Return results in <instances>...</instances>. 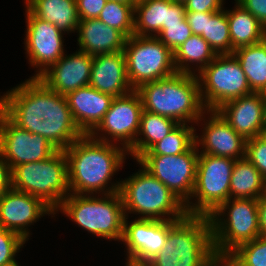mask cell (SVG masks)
I'll use <instances>...</instances> for the list:
<instances>
[{"label":"cell","mask_w":266,"mask_h":266,"mask_svg":"<svg viewBox=\"0 0 266 266\" xmlns=\"http://www.w3.org/2000/svg\"><path fill=\"white\" fill-rule=\"evenodd\" d=\"M0 110L18 127L45 137L58 150L70 147L84 134L76 125L65 95L38 77L0 95Z\"/></svg>","instance_id":"1"},{"label":"cell","mask_w":266,"mask_h":266,"mask_svg":"<svg viewBox=\"0 0 266 266\" xmlns=\"http://www.w3.org/2000/svg\"><path fill=\"white\" fill-rule=\"evenodd\" d=\"M64 154L70 193L102 195L119 192L121 180L115 183L111 180L127 159L128 151L120 144L99 141L84 134L65 149Z\"/></svg>","instance_id":"2"},{"label":"cell","mask_w":266,"mask_h":266,"mask_svg":"<svg viewBox=\"0 0 266 266\" xmlns=\"http://www.w3.org/2000/svg\"><path fill=\"white\" fill-rule=\"evenodd\" d=\"M135 91L140 96L143 110L172 118L179 124L194 125L206 111L194 74L176 73L140 85Z\"/></svg>","instance_id":"3"},{"label":"cell","mask_w":266,"mask_h":266,"mask_svg":"<svg viewBox=\"0 0 266 266\" xmlns=\"http://www.w3.org/2000/svg\"><path fill=\"white\" fill-rule=\"evenodd\" d=\"M218 262L209 218L187 215L168 230L163 249L144 266H215Z\"/></svg>","instance_id":"4"},{"label":"cell","mask_w":266,"mask_h":266,"mask_svg":"<svg viewBox=\"0 0 266 266\" xmlns=\"http://www.w3.org/2000/svg\"><path fill=\"white\" fill-rule=\"evenodd\" d=\"M140 168L134 175L121 179L119 193L125 216L140 214L139 219L165 221L185 218L188 215L185 203L141 165Z\"/></svg>","instance_id":"5"},{"label":"cell","mask_w":266,"mask_h":266,"mask_svg":"<svg viewBox=\"0 0 266 266\" xmlns=\"http://www.w3.org/2000/svg\"><path fill=\"white\" fill-rule=\"evenodd\" d=\"M99 196L70 193L55 210V215L60 211L97 237L121 241L125 219L121 194L114 192Z\"/></svg>","instance_id":"6"},{"label":"cell","mask_w":266,"mask_h":266,"mask_svg":"<svg viewBox=\"0 0 266 266\" xmlns=\"http://www.w3.org/2000/svg\"><path fill=\"white\" fill-rule=\"evenodd\" d=\"M258 203L259 199L254 198H230L208 216L213 250L219 261L223 262L240 245L260 236Z\"/></svg>","instance_id":"7"},{"label":"cell","mask_w":266,"mask_h":266,"mask_svg":"<svg viewBox=\"0 0 266 266\" xmlns=\"http://www.w3.org/2000/svg\"><path fill=\"white\" fill-rule=\"evenodd\" d=\"M11 173L13 189L39 197L54 211L70 194L64 150L42 161L17 165Z\"/></svg>","instance_id":"8"},{"label":"cell","mask_w":266,"mask_h":266,"mask_svg":"<svg viewBox=\"0 0 266 266\" xmlns=\"http://www.w3.org/2000/svg\"><path fill=\"white\" fill-rule=\"evenodd\" d=\"M235 161L227 157L199 154L191 201L185 204L188 215L208 217L230 199V179Z\"/></svg>","instance_id":"9"},{"label":"cell","mask_w":266,"mask_h":266,"mask_svg":"<svg viewBox=\"0 0 266 266\" xmlns=\"http://www.w3.org/2000/svg\"><path fill=\"white\" fill-rule=\"evenodd\" d=\"M123 53L127 78L133 90L177 73L174 53L156 36H130L126 39Z\"/></svg>","instance_id":"10"},{"label":"cell","mask_w":266,"mask_h":266,"mask_svg":"<svg viewBox=\"0 0 266 266\" xmlns=\"http://www.w3.org/2000/svg\"><path fill=\"white\" fill-rule=\"evenodd\" d=\"M200 96L206 110L252 92L240 62L233 54L217 55L199 73Z\"/></svg>","instance_id":"11"},{"label":"cell","mask_w":266,"mask_h":266,"mask_svg":"<svg viewBox=\"0 0 266 266\" xmlns=\"http://www.w3.org/2000/svg\"><path fill=\"white\" fill-rule=\"evenodd\" d=\"M198 157L194 143L182 154L141 155L136 161L186 204L192 196Z\"/></svg>","instance_id":"12"},{"label":"cell","mask_w":266,"mask_h":266,"mask_svg":"<svg viewBox=\"0 0 266 266\" xmlns=\"http://www.w3.org/2000/svg\"><path fill=\"white\" fill-rule=\"evenodd\" d=\"M142 111V102L135 90L124 96L114 97L109 110L89 135L99 141L120 143L128 150L137 138Z\"/></svg>","instance_id":"13"},{"label":"cell","mask_w":266,"mask_h":266,"mask_svg":"<svg viewBox=\"0 0 266 266\" xmlns=\"http://www.w3.org/2000/svg\"><path fill=\"white\" fill-rule=\"evenodd\" d=\"M124 219L122 242L126 246L125 266H144L164 247L168 230L177 221Z\"/></svg>","instance_id":"14"},{"label":"cell","mask_w":266,"mask_h":266,"mask_svg":"<svg viewBox=\"0 0 266 266\" xmlns=\"http://www.w3.org/2000/svg\"><path fill=\"white\" fill-rule=\"evenodd\" d=\"M57 150L45 137L18 127L0 110V151L11 170L45 160Z\"/></svg>","instance_id":"15"},{"label":"cell","mask_w":266,"mask_h":266,"mask_svg":"<svg viewBox=\"0 0 266 266\" xmlns=\"http://www.w3.org/2000/svg\"><path fill=\"white\" fill-rule=\"evenodd\" d=\"M25 50L30 66L38 68L34 76L39 77L65 53L63 33L54 24L34 16L27 8Z\"/></svg>","instance_id":"16"},{"label":"cell","mask_w":266,"mask_h":266,"mask_svg":"<svg viewBox=\"0 0 266 266\" xmlns=\"http://www.w3.org/2000/svg\"><path fill=\"white\" fill-rule=\"evenodd\" d=\"M201 121L204 122L201 130L203 135L195 133V144L201 150L199 154L234 160L245 157L246 140L216 110H206L196 124L199 125Z\"/></svg>","instance_id":"17"},{"label":"cell","mask_w":266,"mask_h":266,"mask_svg":"<svg viewBox=\"0 0 266 266\" xmlns=\"http://www.w3.org/2000/svg\"><path fill=\"white\" fill-rule=\"evenodd\" d=\"M44 215L55 217V211L39 197L13 188L0 196V226L19 234L25 241L31 234L28 227Z\"/></svg>","instance_id":"18"},{"label":"cell","mask_w":266,"mask_h":266,"mask_svg":"<svg viewBox=\"0 0 266 266\" xmlns=\"http://www.w3.org/2000/svg\"><path fill=\"white\" fill-rule=\"evenodd\" d=\"M216 111L245 140L259 137L266 129V99L262 93L230 100Z\"/></svg>","instance_id":"19"},{"label":"cell","mask_w":266,"mask_h":266,"mask_svg":"<svg viewBox=\"0 0 266 266\" xmlns=\"http://www.w3.org/2000/svg\"><path fill=\"white\" fill-rule=\"evenodd\" d=\"M93 56L77 50L64 54L38 78L53 91L67 95L71 91L89 85Z\"/></svg>","instance_id":"20"},{"label":"cell","mask_w":266,"mask_h":266,"mask_svg":"<svg viewBox=\"0 0 266 266\" xmlns=\"http://www.w3.org/2000/svg\"><path fill=\"white\" fill-rule=\"evenodd\" d=\"M89 85L113 97H121L132 92L123 51L93 56Z\"/></svg>","instance_id":"21"},{"label":"cell","mask_w":266,"mask_h":266,"mask_svg":"<svg viewBox=\"0 0 266 266\" xmlns=\"http://www.w3.org/2000/svg\"><path fill=\"white\" fill-rule=\"evenodd\" d=\"M183 3L171 0H145L134 6V35L156 36L166 24L185 20Z\"/></svg>","instance_id":"22"},{"label":"cell","mask_w":266,"mask_h":266,"mask_svg":"<svg viewBox=\"0 0 266 266\" xmlns=\"http://www.w3.org/2000/svg\"><path fill=\"white\" fill-rule=\"evenodd\" d=\"M66 98L76 125L83 134H90L109 110L114 97L87 85L69 92Z\"/></svg>","instance_id":"23"},{"label":"cell","mask_w":266,"mask_h":266,"mask_svg":"<svg viewBox=\"0 0 266 266\" xmlns=\"http://www.w3.org/2000/svg\"><path fill=\"white\" fill-rule=\"evenodd\" d=\"M80 51L89 55L122 52L127 37L117 30L96 19L80 20L77 32Z\"/></svg>","instance_id":"24"},{"label":"cell","mask_w":266,"mask_h":266,"mask_svg":"<svg viewBox=\"0 0 266 266\" xmlns=\"http://www.w3.org/2000/svg\"><path fill=\"white\" fill-rule=\"evenodd\" d=\"M34 16L54 24L62 32L75 33L79 24L76 0H24Z\"/></svg>","instance_id":"25"},{"label":"cell","mask_w":266,"mask_h":266,"mask_svg":"<svg viewBox=\"0 0 266 266\" xmlns=\"http://www.w3.org/2000/svg\"><path fill=\"white\" fill-rule=\"evenodd\" d=\"M235 3L234 9L226 10L232 54L240 47L259 43L266 38V29L260 22L236 1Z\"/></svg>","instance_id":"26"},{"label":"cell","mask_w":266,"mask_h":266,"mask_svg":"<svg viewBox=\"0 0 266 266\" xmlns=\"http://www.w3.org/2000/svg\"><path fill=\"white\" fill-rule=\"evenodd\" d=\"M179 123L172 118L143 110L135 143L127 150L137 160L154 144L167 136ZM140 136V138H139ZM143 136V137H142Z\"/></svg>","instance_id":"27"},{"label":"cell","mask_w":266,"mask_h":266,"mask_svg":"<svg viewBox=\"0 0 266 266\" xmlns=\"http://www.w3.org/2000/svg\"><path fill=\"white\" fill-rule=\"evenodd\" d=\"M173 53L174 66L177 73H189L194 75H196V72L199 73L217 56L209 43L200 35L196 34L190 36ZM192 66L196 69L194 70Z\"/></svg>","instance_id":"28"},{"label":"cell","mask_w":266,"mask_h":266,"mask_svg":"<svg viewBox=\"0 0 266 266\" xmlns=\"http://www.w3.org/2000/svg\"><path fill=\"white\" fill-rule=\"evenodd\" d=\"M233 55L240 62L252 92L263 93L266 89V38L236 49Z\"/></svg>","instance_id":"29"},{"label":"cell","mask_w":266,"mask_h":266,"mask_svg":"<svg viewBox=\"0 0 266 266\" xmlns=\"http://www.w3.org/2000/svg\"><path fill=\"white\" fill-rule=\"evenodd\" d=\"M264 191V178L246 158L237 159L230 179V198L260 199Z\"/></svg>","instance_id":"30"},{"label":"cell","mask_w":266,"mask_h":266,"mask_svg":"<svg viewBox=\"0 0 266 266\" xmlns=\"http://www.w3.org/2000/svg\"><path fill=\"white\" fill-rule=\"evenodd\" d=\"M217 55L232 54L229 23L226 10L206 12L205 32L200 35Z\"/></svg>","instance_id":"31"},{"label":"cell","mask_w":266,"mask_h":266,"mask_svg":"<svg viewBox=\"0 0 266 266\" xmlns=\"http://www.w3.org/2000/svg\"><path fill=\"white\" fill-rule=\"evenodd\" d=\"M196 129L192 125L178 124L172 132L154 144L142 155H177L186 152L195 143Z\"/></svg>","instance_id":"32"},{"label":"cell","mask_w":266,"mask_h":266,"mask_svg":"<svg viewBox=\"0 0 266 266\" xmlns=\"http://www.w3.org/2000/svg\"><path fill=\"white\" fill-rule=\"evenodd\" d=\"M134 6L120 1L107 0L98 19L129 38L134 35Z\"/></svg>","instance_id":"33"},{"label":"cell","mask_w":266,"mask_h":266,"mask_svg":"<svg viewBox=\"0 0 266 266\" xmlns=\"http://www.w3.org/2000/svg\"><path fill=\"white\" fill-rule=\"evenodd\" d=\"M224 266H266V237L258 236L240 245L224 261Z\"/></svg>","instance_id":"34"},{"label":"cell","mask_w":266,"mask_h":266,"mask_svg":"<svg viewBox=\"0 0 266 266\" xmlns=\"http://www.w3.org/2000/svg\"><path fill=\"white\" fill-rule=\"evenodd\" d=\"M25 243L19 234L0 226V266L18 264L15 256Z\"/></svg>","instance_id":"35"},{"label":"cell","mask_w":266,"mask_h":266,"mask_svg":"<svg viewBox=\"0 0 266 266\" xmlns=\"http://www.w3.org/2000/svg\"><path fill=\"white\" fill-rule=\"evenodd\" d=\"M192 35V30L185 19L182 23L166 24L156 37L174 52Z\"/></svg>","instance_id":"36"},{"label":"cell","mask_w":266,"mask_h":266,"mask_svg":"<svg viewBox=\"0 0 266 266\" xmlns=\"http://www.w3.org/2000/svg\"><path fill=\"white\" fill-rule=\"evenodd\" d=\"M245 157L259 170L262 177L266 178V143L259 136L246 140Z\"/></svg>","instance_id":"37"},{"label":"cell","mask_w":266,"mask_h":266,"mask_svg":"<svg viewBox=\"0 0 266 266\" xmlns=\"http://www.w3.org/2000/svg\"><path fill=\"white\" fill-rule=\"evenodd\" d=\"M107 0H76L80 20L96 19L103 10Z\"/></svg>","instance_id":"38"},{"label":"cell","mask_w":266,"mask_h":266,"mask_svg":"<svg viewBox=\"0 0 266 266\" xmlns=\"http://www.w3.org/2000/svg\"><path fill=\"white\" fill-rule=\"evenodd\" d=\"M224 0H186L184 8L186 12H218L224 7Z\"/></svg>","instance_id":"39"},{"label":"cell","mask_w":266,"mask_h":266,"mask_svg":"<svg viewBox=\"0 0 266 266\" xmlns=\"http://www.w3.org/2000/svg\"><path fill=\"white\" fill-rule=\"evenodd\" d=\"M249 11L266 29V0H235Z\"/></svg>","instance_id":"40"},{"label":"cell","mask_w":266,"mask_h":266,"mask_svg":"<svg viewBox=\"0 0 266 266\" xmlns=\"http://www.w3.org/2000/svg\"><path fill=\"white\" fill-rule=\"evenodd\" d=\"M185 19L187 20L193 34L201 35L203 32H205V12H186Z\"/></svg>","instance_id":"41"},{"label":"cell","mask_w":266,"mask_h":266,"mask_svg":"<svg viewBox=\"0 0 266 266\" xmlns=\"http://www.w3.org/2000/svg\"><path fill=\"white\" fill-rule=\"evenodd\" d=\"M12 188V173L0 151V196Z\"/></svg>","instance_id":"42"},{"label":"cell","mask_w":266,"mask_h":266,"mask_svg":"<svg viewBox=\"0 0 266 266\" xmlns=\"http://www.w3.org/2000/svg\"><path fill=\"white\" fill-rule=\"evenodd\" d=\"M258 225L260 229V236L266 237V200L262 197L258 203Z\"/></svg>","instance_id":"43"},{"label":"cell","mask_w":266,"mask_h":266,"mask_svg":"<svg viewBox=\"0 0 266 266\" xmlns=\"http://www.w3.org/2000/svg\"><path fill=\"white\" fill-rule=\"evenodd\" d=\"M113 1H120V2H123V3H126V4L135 5L133 0H113Z\"/></svg>","instance_id":"44"},{"label":"cell","mask_w":266,"mask_h":266,"mask_svg":"<svg viewBox=\"0 0 266 266\" xmlns=\"http://www.w3.org/2000/svg\"><path fill=\"white\" fill-rule=\"evenodd\" d=\"M262 198L266 200V178L264 179V191Z\"/></svg>","instance_id":"45"},{"label":"cell","mask_w":266,"mask_h":266,"mask_svg":"<svg viewBox=\"0 0 266 266\" xmlns=\"http://www.w3.org/2000/svg\"><path fill=\"white\" fill-rule=\"evenodd\" d=\"M260 137L265 141L266 143V129L260 134Z\"/></svg>","instance_id":"46"},{"label":"cell","mask_w":266,"mask_h":266,"mask_svg":"<svg viewBox=\"0 0 266 266\" xmlns=\"http://www.w3.org/2000/svg\"><path fill=\"white\" fill-rule=\"evenodd\" d=\"M173 2H179V3H184L186 0H171Z\"/></svg>","instance_id":"47"},{"label":"cell","mask_w":266,"mask_h":266,"mask_svg":"<svg viewBox=\"0 0 266 266\" xmlns=\"http://www.w3.org/2000/svg\"><path fill=\"white\" fill-rule=\"evenodd\" d=\"M215 266H224L222 261H219Z\"/></svg>","instance_id":"48"},{"label":"cell","mask_w":266,"mask_h":266,"mask_svg":"<svg viewBox=\"0 0 266 266\" xmlns=\"http://www.w3.org/2000/svg\"><path fill=\"white\" fill-rule=\"evenodd\" d=\"M142 1H145V0H133V2L136 4V3H139V2H142Z\"/></svg>","instance_id":"49"},{"label":"cell","mask_w":266,"mask_h":266,"mask_svg":"<svg viewBox=\"0 0 266 266\" xmlns=\"http://www.w3.org/2000/svg\"><path fill=\"white\" fill-rule=\"evenodd\" d=\"M262 95H263L264 98L266 99V89L264 90V92L262 93Z\"/></svg>","instance_id":"50"}]
</instances>
